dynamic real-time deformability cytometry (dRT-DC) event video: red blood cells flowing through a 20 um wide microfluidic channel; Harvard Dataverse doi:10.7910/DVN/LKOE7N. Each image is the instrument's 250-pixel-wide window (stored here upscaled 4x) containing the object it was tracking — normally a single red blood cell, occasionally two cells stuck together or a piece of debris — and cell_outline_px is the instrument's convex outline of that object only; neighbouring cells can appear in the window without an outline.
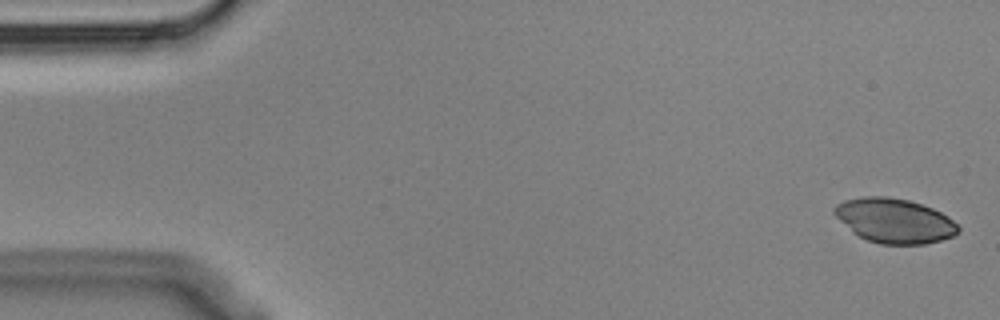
{"species": "Egyptian fruit bat (a non-hibernating species)", "species_latin": "Rousettus aegyptiacus", "temperature_condition": "cold", "stored_images_in_passage": 13, "camera_frame_rate_fps": 3000, "um_per_image_px": 0.085, "animal": {"sex": "male"}, "frame": {"image": 1, "passage_image": 1, "time_ms": 0.0, "image_size_px": [1000, 320], "cell_outline_px": [[960, 232], [952, 236], [940, 240], [924, 244], [880, 244], [868, 240], [852, 232], [832, 212], [832, 208], [836, 204], [844, 200], [864, 196], [888, 196], [908, 200], [932, 208], [948, 216], [960, 228]], "centroid_in_image_um": [76.01, 18.75], "position_along_channel_um": 9.0, "area_um2": 32.08}}
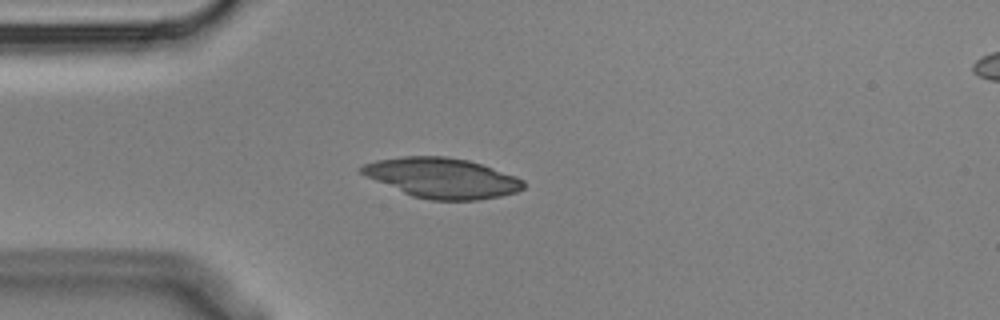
{"frame": {"image": 2, "passage_image": 3, "time_ms": 0.667, "image_size_px": [1000, 320], "cell_outline_px": [[524, 188], [516, 192], [500, 196], [476, 200], [432, 200], [412, 196], [376, 180], [360, 172], [360, 168], [364, 164], [376, 160], [404, 156], [444, 156], [468, 160], [516, 176], [524, 180]], "centroid_in_image_um": [37.6, 15.12], "position_along_channel_um": 47.4, "area_um2": 37.34}}